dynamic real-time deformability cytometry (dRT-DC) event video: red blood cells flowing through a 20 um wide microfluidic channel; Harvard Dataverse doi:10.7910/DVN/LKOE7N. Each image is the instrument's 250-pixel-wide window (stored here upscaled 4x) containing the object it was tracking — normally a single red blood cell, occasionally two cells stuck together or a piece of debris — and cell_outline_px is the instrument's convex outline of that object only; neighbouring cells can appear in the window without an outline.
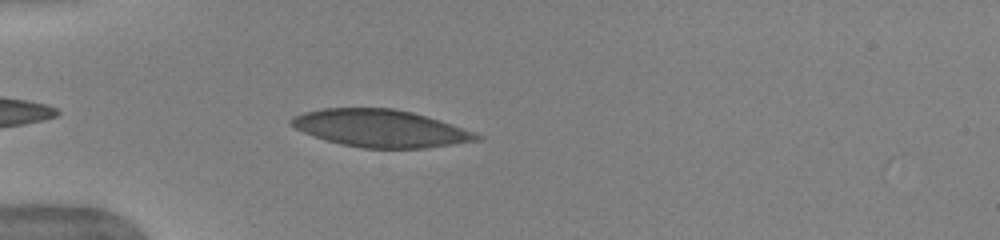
{"species": "human", "species_latin": "Homo sapiens", "temperature_condition": "warm", "stored_images_in_passage": 1, "camera_frame_rate_fps": 3000, "um_per_image_px": 0.085, "donor": {"sex": "female"}, "frame": {"image": 1, "passage_image": 1, "time_ms": 0.0, "image_size_px": [1000, 240], "cell_outline_px": [[484, 136], [480, 140], [424, 148], [364, 148], [340, 144], [304, 132], [288, 124], [288, 120], [304, 112], [324, 108], [392, 108], [412, 112], [476, 132]], "centroid_in_image_um": [32.35, 10.91], "position_along_channel_um": 52.7, "area_um2": 40.0}}